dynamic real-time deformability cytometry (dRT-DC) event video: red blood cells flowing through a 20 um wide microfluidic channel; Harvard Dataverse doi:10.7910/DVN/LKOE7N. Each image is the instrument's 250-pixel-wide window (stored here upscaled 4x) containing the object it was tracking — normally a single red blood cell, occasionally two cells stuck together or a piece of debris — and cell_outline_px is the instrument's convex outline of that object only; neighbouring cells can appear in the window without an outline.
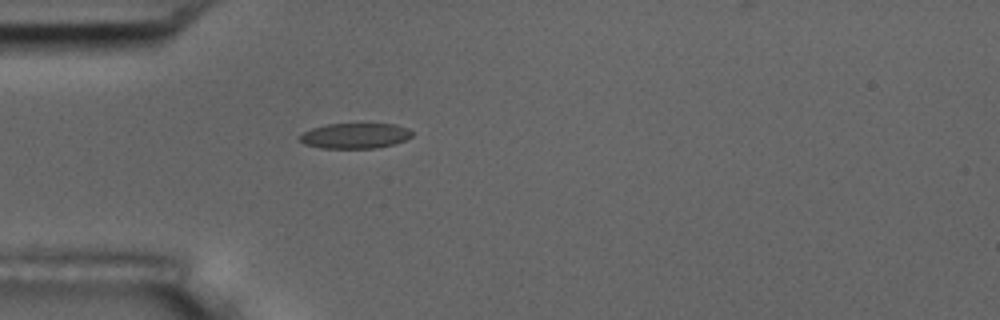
{"species": "common noctule bat (a hibernating species)", "species_latin": "Nyctalus noctula", "temperature_condition": "room temperature", "stored_images_in_passage": 2, "camera_frame_rate_fps": 3000, "um_per_image_px": 0.085, "animal": {"sex": "male", "body_mass_g": 17.5, "forearm_length_mm": 52.3}, "frame": {"image": 1, "passage_image": 2, "time_ms": 1.667, "image_size_px": [1000, 320], "cell_outline_px": [[412, 136], [404, 140], [392, 144], [376, 148], [320, 148], [304, 144], [300, 140], [300, 136], [304, 132], [312, 128], [328, 124], [396, 124], [408, 128], [412, 132]], "centroid_in_image_um": [30.18, 11.54], "position_along_channel_um": 54.8, "area_um2": 16.47}}